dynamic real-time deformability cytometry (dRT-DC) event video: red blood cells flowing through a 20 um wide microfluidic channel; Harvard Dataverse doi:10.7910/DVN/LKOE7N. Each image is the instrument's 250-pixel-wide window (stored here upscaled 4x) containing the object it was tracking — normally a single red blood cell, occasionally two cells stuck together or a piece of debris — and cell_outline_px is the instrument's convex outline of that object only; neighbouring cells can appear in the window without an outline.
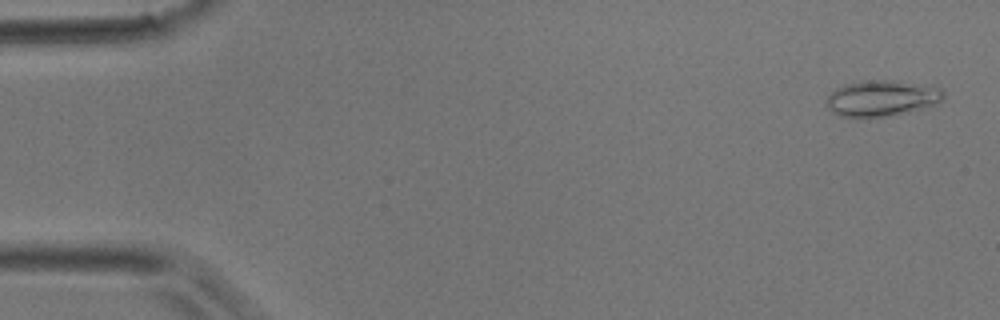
{"species": "common noctule bat (a hibernating species)", "species_latin": "Nyctalus noctula", "temperature_condition": "room temperature", "stored_images_in_passage": 4, "camera_frame_rate_fps": 3000, "um_per_image_px": 0.085, "animal": {"sex": "male", "body_mass_g": 17.9}, "frame": {"image": 1, "passage_image": 1, "time_ms": 0.0, "image_size_px": [1000, 320], "cell_outline_px": [[944, 96], [936, 104], [928, 108], [868, 120], [860, 120], [840, 116], [832, 112], [824, 104], [824, 100], [836, 88], [844, 84], [864, 80], [888, 80], [944, 88]], "centroid_in_image_um": [74.89, 8.4], "position_along_channel_um": 10.1, "area_um2": 25.32}}